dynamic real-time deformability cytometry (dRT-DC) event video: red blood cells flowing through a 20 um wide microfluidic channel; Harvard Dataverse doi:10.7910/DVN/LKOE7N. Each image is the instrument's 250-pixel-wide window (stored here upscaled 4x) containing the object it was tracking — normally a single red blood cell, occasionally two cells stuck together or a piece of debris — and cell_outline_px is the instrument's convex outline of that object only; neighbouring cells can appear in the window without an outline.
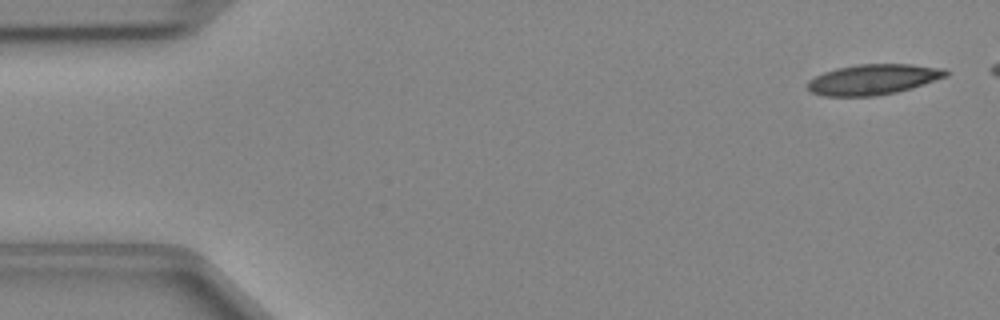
{"species": "Egyptian fruit bat (a non-hibernating species)", "species_latin": "Rousettus aegyptiacus", "temperature_condition": "cold", "stored_images_in_passage": 43, "camera_frame_rate_fps": 3000, "um_per_image_px": 0.085, "animal": {"sex": "female"}, "frame": {"image": 1, "passage_image": 2, "time_ms": 0.333, "image_size_px": [1000, 320], "cell_outline_px": [[948, 76], [912, 88], [896, 92], [872, 96], [824, 96], [812, 92], [808, 88], [808, 80], [824, 72], [836, 68], [856, 64], [912, 64], [944, 68], [948, 72]], "centroid_in_image_um": [74.24, 6.74], "position_along_channel_um": 10.8, "area_um2": 24.51}}
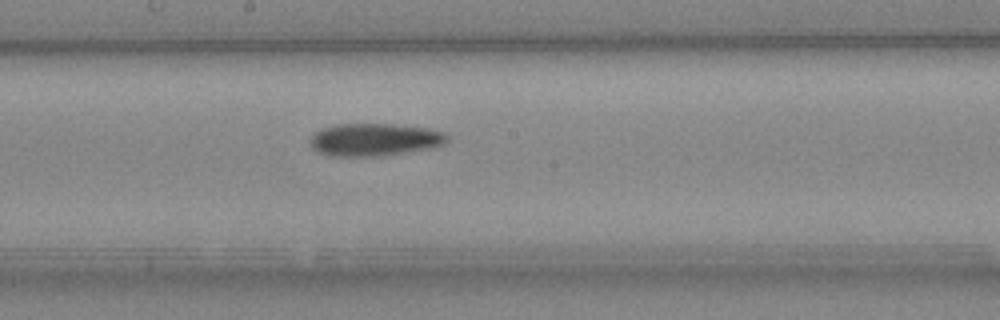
{"frame": {"image": 2, "passage_image": 25, "time_ms": 8.0, "image_size_px": [1000, 320], "cell_outline_px": [[448, 140], [444, 144], [432, 148], [384, 156], [328, 156], [316, 152], [308, 144], [308, 140], [312, 132], [336, 124], [392, 124], [428, 128], [444, 132], [448, 136]], "centroid_in_image_um": [31.78, 11.88], "position_along_channel_um": 216.4, "area_um2": 26.53}}
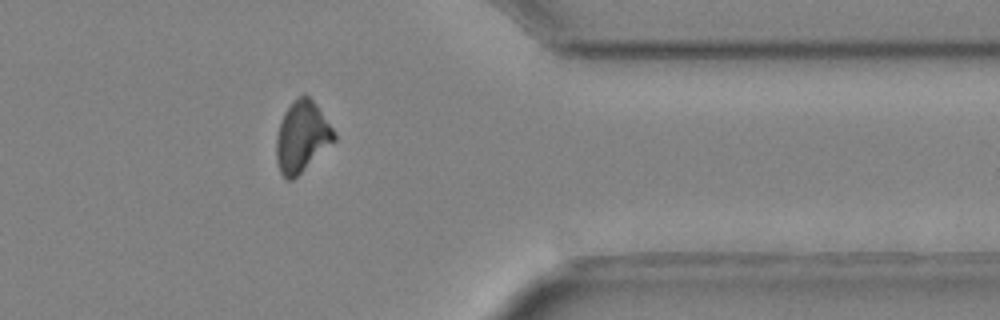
{"frame": {"image": 3, "passage_image": 38, "time_ms": 12.333, "image_size_px": [1000, 320], "cell_outline_px": [[336, 140], [292, 180], [288, 180], [280, 172], [276, 160], [276, 136], [280, 120], [284, 112], [304, 92], [316, 104], [336, 132]], "centroid_in_image_um": [25.66, 11.62], "position_along_channel_um": 385.7, "area_um2": 23.7}}